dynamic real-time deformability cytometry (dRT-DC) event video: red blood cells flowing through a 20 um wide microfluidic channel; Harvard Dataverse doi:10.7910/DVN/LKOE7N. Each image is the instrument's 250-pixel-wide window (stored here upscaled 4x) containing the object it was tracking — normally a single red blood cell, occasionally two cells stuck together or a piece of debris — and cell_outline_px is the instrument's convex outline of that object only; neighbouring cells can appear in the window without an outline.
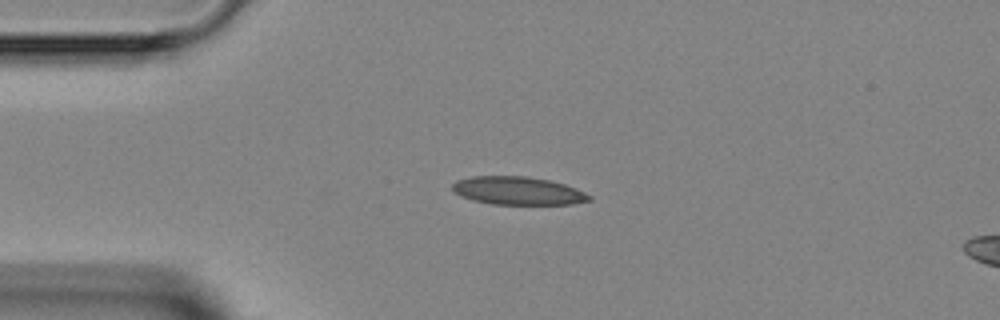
{"species": "Egyptian fruit bat (a non-hibernating species)", "species_latin": "Rousettus aegyptiacus", "temperature_condition": "room temperature", "stored_images_in_passage": 3, "segment_of_instrument_passage": [1, 2], "camera_frame_rate_fps": 3000, "um_per_image_px": 0.085, "animal": {"sex": "female"}, "frame": {"image": 1, "passage_image": 2, "time_ms": 1.333, "image_size_px": [1000, 320], "cell_outline_px": [[592, 200], [572, 204], [492, 204], [472, 200], [460, 196], [452, 192], [452, 184], [456, 180], [472, 176], [528, 176], [548, 180], [564, 184], [576, 188], [592, 196]], "centroid_in_image_um": [43.99, 16.21], "position_along_channel_um": 41.0, "area_um2": 22.54}}